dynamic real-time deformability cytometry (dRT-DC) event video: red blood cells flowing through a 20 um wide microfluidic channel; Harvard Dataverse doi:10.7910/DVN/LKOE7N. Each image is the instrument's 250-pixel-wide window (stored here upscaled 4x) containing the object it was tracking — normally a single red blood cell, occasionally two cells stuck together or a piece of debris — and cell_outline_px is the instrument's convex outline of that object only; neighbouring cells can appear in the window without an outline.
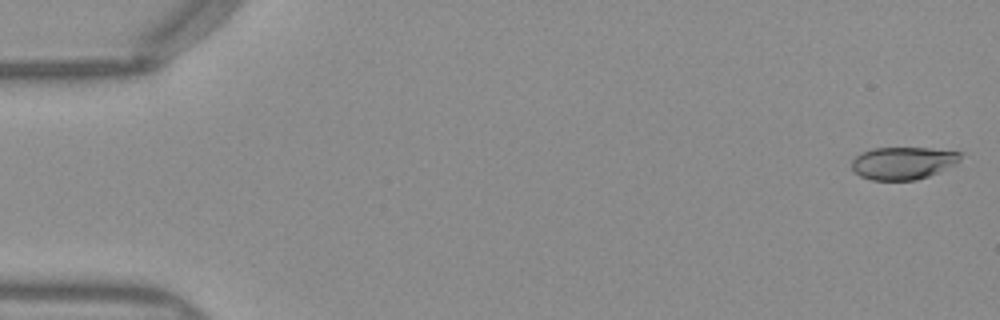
{"species": "Egyptian fruit bat (a non-hibernating species)", "species_latin": "Rousettus aegyptiacus", "temperature_condition": "warm", "stored_images_in_passage": 50, "camera_frame_rate_fps": 3000, "um_per_image_px": 0.085, "frame": {"image": 1, "passage_image": 1, "time_ms": 0.0, "image_size_px": [1000, 320], "cell_outline_px": [[960, 160], [956, 164], [928, 176], [916, 180], [872, 180], [860, 176], [852, 168], [852, 160], [860, 152], [872, 148], [932, 148], [960, 152]], "centroid_in_image_um": [76.74, 13.85], "position_along_channel_um": 8.3, "area_um2": 20.58}}
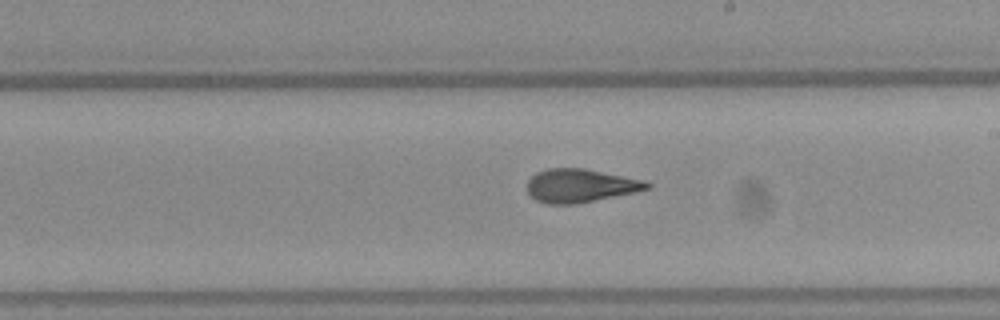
{"frame": {"image": 2, "passage_image": 29, "time_ms": 9.333, "image_size_px": [1000, 320], "cell_outline_px": [[652, 188], [636, 192], [572, 204], [548, 204], [536, 200], [528, 192], [528, 180], [536, 172], [548, 168], [584, 168], [644, 180], [652, 184]], "centroid_in_image_um": [49.34, 15.77], "position_along_channel_um": 239.7, "area_um2": 23.18}}
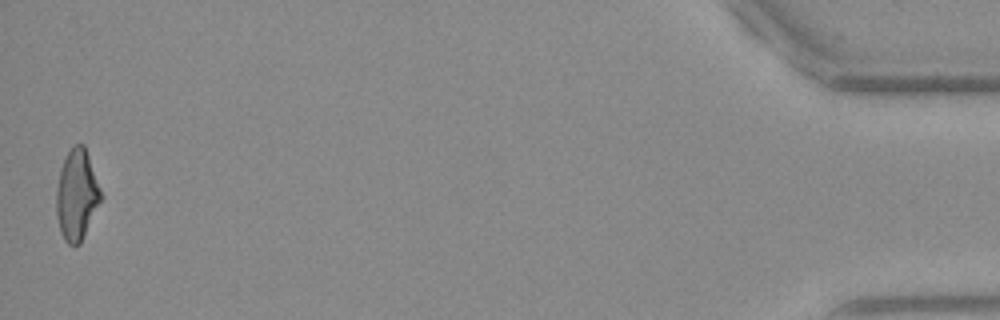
{"frame": {"image": 3, "passage_image": 50, "time_ms": 16.333, "image_size_px": [1000, 320], "cell_outline_px": [[104, 196], [80, 244], [68, 244], [64, 240], [60, 232], [56, 216], [56, 192], [60, 168], [72, 144], [84, 144]], "centroid_in_image_um": [6.54, 16.57], "position_along_channel_um": 428.7, "area_um2": 23.81}, "authors_computed_cell_mechanics": {"area_um2": 23.1778, "velocity_mm_per_s": 4.0221, "shape_relaxation_time_tau1_ms": 10.5765, "shape_relaxation_time_tau2_ms": 1.4711, "deformation_change_tau1": 0.2947, "deformation_change_tau2": 0.0968}}